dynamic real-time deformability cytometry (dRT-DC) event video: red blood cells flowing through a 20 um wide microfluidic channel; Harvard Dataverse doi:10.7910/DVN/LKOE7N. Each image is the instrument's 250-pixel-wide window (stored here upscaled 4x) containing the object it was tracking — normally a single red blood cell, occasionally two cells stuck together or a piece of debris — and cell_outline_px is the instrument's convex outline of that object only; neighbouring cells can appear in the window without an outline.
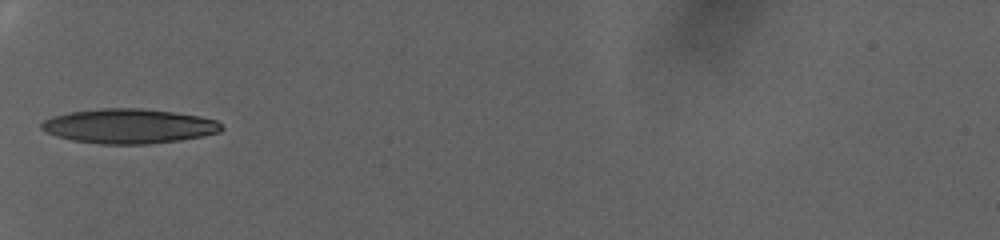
{"species": "human", "species_latin": "Homo sapiens", "temperature_condition": "warm", "stored_images_in_passage": 45, "camera_frame_rate_fps": 3000, "um_per_image_px": 0.085, "donor": {"sex": "female"}, "frame": {"image": 1, "passage_image": 1, "time_ms": 0.0, "image_size_px": [1000, 240], "cell_outline_px": [[224, 128], [220, 132], [180, 140], [148, 144], [100, 144], [72, 140], [56, 136], [40, 128], [40, 124], [44, 120], [52, 116], [68, 112], [100, 108], [140, 108], [172, 112], [200, 116], [216, 120]], "centroid_in_image_um": [10.93, 10.72], "position_along_channel_um": 74.1, "area_um2": 36.3}}
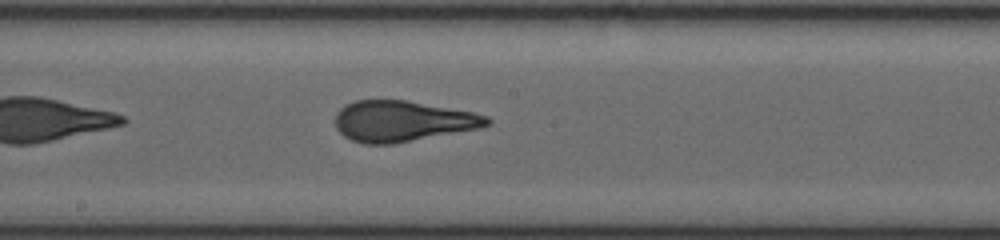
{"frame": {"image": 2, "passage_image": 16, "time_ms": 5.0, "image_size_px": [1000, 240], "cell_outline_px": [[492, 120], [488, 124], [480, 128], [392, 144], [364, 144], [352, 140], [344, 136], [336, 128], [336, 112], [344, 104], [356, 100], [408, 100], [472, 112], [488, 116]], "centroid_in_image_um": [34.19, 10.29], "position_along_channel_um": 214.0, "area_um2": 36.07}}
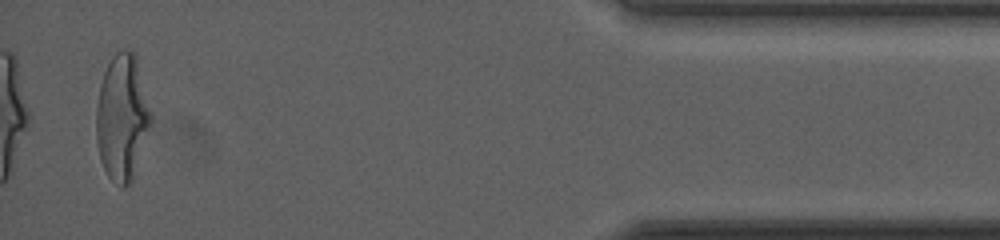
{"frame": {"image": 3, "passage_image": 43, "time_ms": 14.0, "image_size_px": [1000, 240], "cell_outline_px": [[152, 124], [132, 176], [128, 184], [124, 188], [120, 188], [108, 176], [100, 160], [96, 140], [96, 104], [100, 84], [104, 72], [112, 56], [116, 52], [124, 48], [128, 48], [136, 52], [152, 116]], "centroid_in_image_um": [10.38, 9.92], "position_along_channel_um": 424.8, "area_um2": 40.4}, "authors_computed_cell_mechanics": {"area_um2": 36.414, "velocity_mm_per_s": 2.9229, "shape_relaxation_time_tau1_ms": 6.9124, "shape_relaxation_time_tau2_ms": null, "deformation_change_tau1": 0.2737, "deformation_change_tau2": null}}